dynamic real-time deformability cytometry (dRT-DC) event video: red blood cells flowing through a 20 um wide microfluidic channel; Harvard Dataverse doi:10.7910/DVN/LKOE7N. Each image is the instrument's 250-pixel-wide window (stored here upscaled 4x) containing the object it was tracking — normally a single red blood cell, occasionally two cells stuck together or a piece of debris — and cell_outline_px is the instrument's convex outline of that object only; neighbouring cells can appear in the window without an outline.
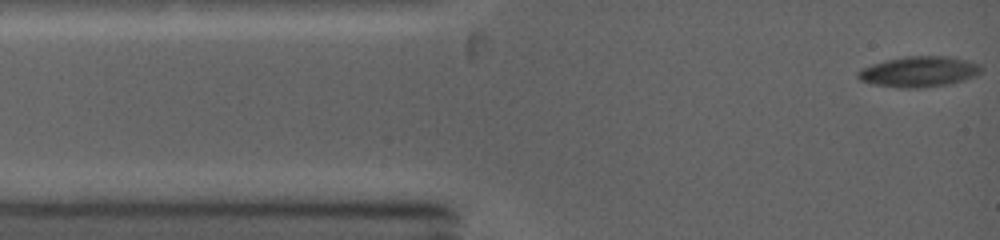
{"species": "common noctule bat (a hibernating species)", "species_latin": "Nyctalus noctula", "temperature_condition": "warm", "stored_images_in_passage": 45, "camera_frame_rate_fps": 5000, "um_per_image_px": 0.085, "animal": {"sex": "female", "body_mass_g": 19.0, "forearm_length_mm": 53.3}, "frame": {"image": 1, "passage_image": 1, "time_ms": 0.0, "image_size_px": [1000, 240], "cell_outline_px": [[984, 68], [976, 76], [964, 80], [948, 84], [920, 88], [896, 88], [872, 84], [860, 80], [856, 76], [856, 72], [860, 68], [872, 64], [888, 60], [908, 56], [948, 56], [980, 64]], "centroid_in_image_um": [78.09, 6.1], "position_along_channel_um": 6.9, "area_um2": 22.08}}
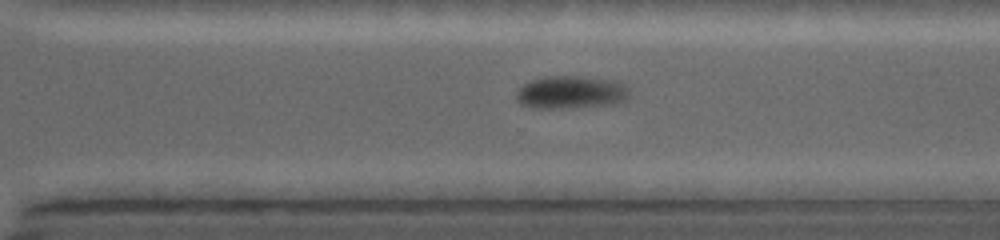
{"frame": {"image": 2, "passage_image": 27, "time_ms": 9.0, "image_size_px": [1000, 240], "cell_outline_px": [[628, 96], [624, 100], [616, 104], [556, 108], [528, 108], [520, 104], [516, 100], [516, 92], [524, 84], [532, 80], [552, 76], [572, 76], [604, 80], [624, 84], [628, 88]], "centroid_in_image_um": [48.46, 7.87], "position_along_channel_um": 322.1, "area_um2": 21.15}}
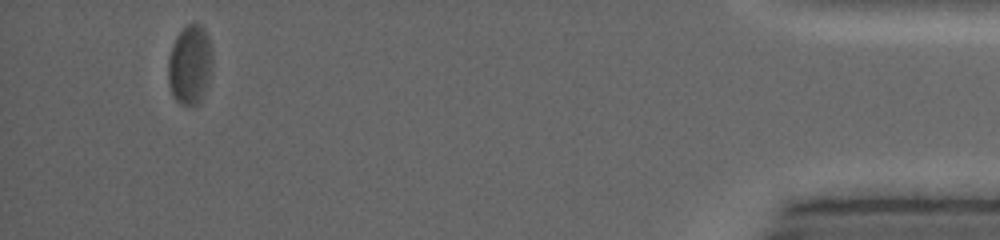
{"frame": {"image": 3, "passage_image": 40, "time_ms": 13.6, "image_size_px": [1000, 240], "cell_outline_px": [[212, 72], [204, 96], [196, 104], [180, 104], [172, 96], [168, 84], [168, 56], [172, 44], [176, 36], [188, 24], [200, 24], [204, 28], [208, 36], [212, 48]], "centroid_in_image_um": [16.15, 5.51], "position_along_channel_um": 419.0, "area_um2": 20.87}}